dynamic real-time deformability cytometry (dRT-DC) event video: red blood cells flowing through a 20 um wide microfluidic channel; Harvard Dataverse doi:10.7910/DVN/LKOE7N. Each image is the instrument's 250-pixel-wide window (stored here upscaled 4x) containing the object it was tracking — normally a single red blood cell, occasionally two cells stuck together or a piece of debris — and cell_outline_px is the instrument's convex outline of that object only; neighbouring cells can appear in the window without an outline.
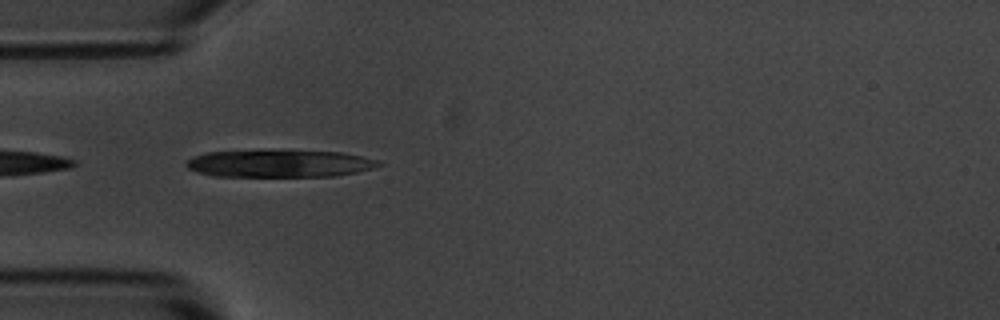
{"species": "common noctule bat (a hibernating species)", "species_latin": "Nyctalus noctula", "temperature_condition": "room temperature", "stored_images_in_passage": 5, "camera_frame_rate_fps": 3000, "um_per_image_px": 0.085, "animal": {"sex": "male", "body_mass_g": 20.1, "forearm_length_mm": 53.5}, "frame": {"image": 1, "passage_image": 1, "time_ms": 0.0, "image_size_px": [1000, 320], "cell_outline_px": [[384, 164], [372, 168], [356, 172], [336, 176], [212, 176], [188, 168], [184, 164], [192, 156], [208, 152], [340, 152], [380, 160]], "centroid_in_image_um": [23.78, 13.93], "position_along_channel_um": 61.2, "area_um2": 29.71}}